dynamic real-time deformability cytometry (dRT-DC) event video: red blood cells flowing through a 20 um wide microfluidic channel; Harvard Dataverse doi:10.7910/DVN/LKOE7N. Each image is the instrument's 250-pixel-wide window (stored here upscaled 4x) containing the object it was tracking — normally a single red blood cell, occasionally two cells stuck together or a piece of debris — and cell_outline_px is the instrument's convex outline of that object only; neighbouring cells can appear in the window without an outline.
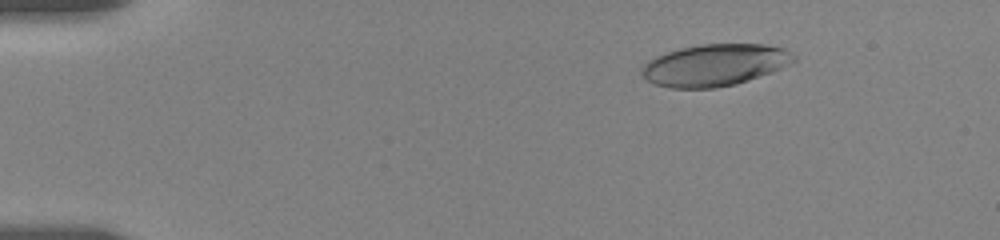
{"species": "human", "species_latin": "Homo sapiens", "temperature_condition": "room temperature", "stored_images_in_passage": 8, "camera_frame_rate_fps": 3000, "um_per_image_px": 0.085, "donor": {"sex": "female"}, "frame": {"image": 1, "passage_image": 3, "time_ms": 2.0, "image_size_px": [1000, 240], "cell_outline_px": [[796, 60], [772, 72], [736, 84], [716, 88], [668, 88], [656, 84], [648, 80], [640, 72], [640, 68], [648, 60], [656, 56], [680, 48], [700, 44], [764, 44], [784, 48], [792, 52], [796, 56]], "centroid_in_image_um": [60.75, 5.53], "position_along_channel_um": 24.2, "area_um2": 37.11}}
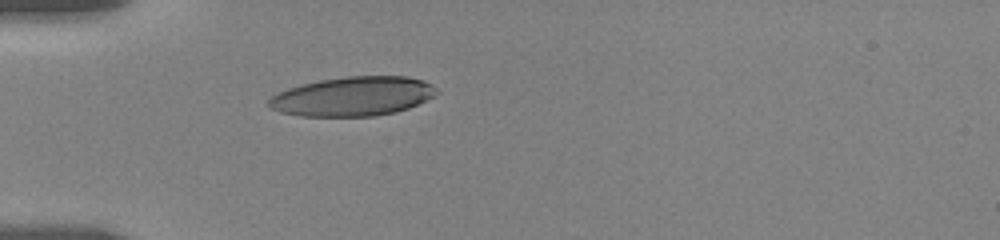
{"frame": {"image": 2, "passage_image": 8, "time_ms": 5.0, "image_size_px": [1000, 240], "cell_outline_px": [[440, 92], [436, 96], [408, 108], [396, 112], [376, 116], [300, 116], [280, 112], [268, 108], [268, 100], [272, 96], [288, 88], [300, 84], [320, 80], [348, 76], [408, 76], [424, 80], [432, 84]], "centroid_in_image_um": [30.02, 8.19], "position_along_channel_um": 55.0, "area_um2": 38.73}}